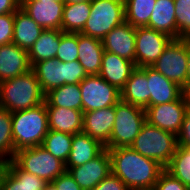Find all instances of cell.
Returning <instances> with one entry per match:
<instances>
[{
  "label": "cell",
  "mask_w": 190,
  "mask_h": 190,
  "mask_svg": "<svg viewBox=\"0 0 190 190\" xmlns=\"http://www.w3.org/2000/svg\"><path fill=\"white\" fill-rule=\"evenodd\" d=\"M111 173L118 176L129 190L154 189L160 173L165 169L157 161L144 157L131 147L108 149Z\"/></svg>",
  "instance_id": "6da1fadb"
},
{
  "label": "cell",
  "mask_w": 190,
  "mask_h": 190,
  "mask_svg": "<svg viewBox=\"0 0 190 190\" xmlns=\"http://www.w3.org/2000/svg\"><path fill=\"white\" fill-rule=\"evenodd\" d=\"M45 102V94L31 69L0 82V107L12 112L36 107Z\"/></svg>",
  "instance_id": "7a4b0ae2"
},
{
  "label": "cell",
  "mask_w": 190,
  "mask_h": 190,
  "mask_svg": "<svg viewBox=\"0 0 190 190\" xmlns=\"http://www.w3.org/2000/svg\"><path fill=\"white\" fill-rule=\"evenodd\" d=\"M14 154L23 148L41 146L49 131L45 102L11 113Z\"/></svg>",
  "instance_id": "3957f363"
},
{
  "label": "cell",
  "mask_w": 190,
  "mask_h": 190,
  "mask_svg": "<svg viewBox=\"0 0 190 190\" xmlns=\"http://www.w3.org/2000/svg\"><path fill=\"white\" fill-rule=\"evenodd\" d=\"M174 133L150 125L147 121L130 147L144 157L157 161L166 168L177 148Z\"/></svg>",
  "instance_id": "277c9868"
},
{
  "label": "cell",
  "mask_w": 190,
  "mask_h": 190,
  "mask_svg": "<svg viewBox=\"0 0 190 190\" xmlns=\"http://www.w3.org/2000/svg\"><path fill=\"white\" fill-rule=\"evenodd\" d=\"M115 117L105 148L130 147L146 122L145 109L120 100L115 105Z\"/></svg>",
  "instance_id": "5b68a950"
},
{
  "label": "cell",
  "mask_w": 190,
  "mask_h": 190,
  "mask_svg": "<svg viewBox=\"0 0 190 190\" xmlns=\"http://www.w3.org/2000/svg\"><path fill=\"white\" fill-rule=\"evenodd\" d=\"M125 22L124 0H91V12L81 34L102 40Z\"/></svg>",
  "instance_id": "8992f818"
},
{
  "label": "cell",
  "mask_w": 190,
  "mask_h": 190,
  "mask_svg": "<svg viewBox=\"0 0 190 190\" xmlns=\"http://www.w3.org/2000/svg\"><path fill=\"white\" fill-rule=\"evenodd\" d=\"M21 170L51 183L62 175L65 164L42 146L23 148L15 152L12 160Z\"/></svg>",
  "instance_id": "52a82bcc"
},
{
  "label": "cell",
  "mask_w": 190,
  "mask_h": 190,
  "mask_svg": "<svg viewBox=\"0 0 190 190\" xmlns=\"http://www.w3.org/2000/svg\"><path fill=\"white\" fill-rule=\"evenodd\" d=\"M151 67L167 79L176 82L184 92H187L186 40L184 38L173 39Z\"/></svg>",
  "instance_id": "ba28073f"
},
{
  "label": "cell",
  "mask_w": 190,
  "mask_h": 190,
  "mask_svg": "<svg viewBox=\"0 0 190 190\" xmlns=\"http://www.w3.org/2000/svg\"><path fill=\"white\" fill-rule=\"evenodd\" d=\"M79 87L83 113L115 106L121 100V91L100 75H88L79 83Z\"/></svg>",
  "instance_id": "9c48e42d"
},
{
  "label": "cell",
  "mask_w": 190,
  "mask_h": 190,
  "mask_svg": "<svg viewBox=\"0 0 190 190\" xmlns=\"http://www.w3.org/2000/svg\"><path fill=\"white\" fill-rule=\"evenodd\" d=\"M190 109L189 98L184 92L177 100L160 105L148 106L145 109L146 121L162 130L174 133L181 129L185 114Z\"/></svg>",
  "instance_id": "30bf717a"
},
{
  "label": "cell",
  "mask_w": 190,
  "mask_h": 190,
  "mask_svg": "<svg viewBox=\"0 0 190 190\" xmlns=\"http://www.w3.org/2000/svg\"><path fill=\"white\" fill-rule=\"evenodd\" d=\"M173 40L169 35L148 27H136L135 65L151 66Z\"/></svg>",
  "instance_id": "8fae6325"
},
{
  "label": "cell",
  "mask_w": 190,
  "mask_h": 190,
  "mask_svg": "<svg viewBox=\"0 0 190 190\" xmlns=\"http://www.w3.org/2000/svg\"><path fill=\"white\" fill-rule=\"evenodd\" d=\"M82 190H92L111 173V160L105 148L97 157L87 163L67 170Z\"/></svg>",
  "instance_id": "7c38bea8"
},
{
  "label": "cell",
  "mask_w": 190,
  "mask_h": 190,
  "mask_svg": "<svg viewBox=\"0 0 190 190\" xmlns=\"http://www.w3.org/2000/svg\"><path fill=\"white\" fill-rule=\"evenodd\" d=\"M64 2L21 1L20 8L43 29L61 30Z\"/></svg>",
  "instance_id": "4fadbf2b"
},
{
  "label": "cell",
  "mask_w": 190,
  "mask_h": 190,
  "mask_svg": "<svg viewBox=\"0 0 190 190\" xmlns=\"http://www.w3.org/2000/svg\"><path fill=\"white\" fill-rule=\"evenodd\" d=\"M136 27L124 22L113 28L102 39L103 48L135 63Z\"/></svg>",
  "instance_id": "5bb4252c"
},
{
  "label": "cell",
  "mask_w": 190,
  "mask_h": 190,
  "mask_svg": "<svg viewBox=\"0 0 190 190\" xmlns=\"http://www.w3.org/2000/svg\"><path fill=\"white\" fill-rule=\"evenodd\" d=\"M115 118V106L84 112L82 132L105 146L110 140Z\"/></svg>",
  "instance_id": "9a60e30c"
},
{
  "label": "cell",
  "mask_w": 190,
  "mask_h": 190,
  "mask_svg": "<svg viewBox=\"0 0 190 190\" xmlns=\"http://www.w3.org/2000/svg\"><path fill=\"white\" fill-rule=\"evenodd\" d=\"M44 179L21 170L13 161L1 165L0 190H44Z\"/></svg>",
  "instance_id": "2e32d148"
},
{
  "label": "cell",
  "mask_w": 190,
  "mask_h": 190,
  "mask_svg": "<svg viewBox=\"0 0 190 190\" xmlns=\"http://www.w3.org/2000/svg\"><path fill=\"white\" fill-rule=\"evenodd\" d=\"M149 106L160 105L177 100L184 90L176 82L167 79L151 66H147Z\"/></svg>",
  "instance_id": "e0dca14e"
},
{
  "label": "cell",
  "mask_w": 190,
  "mask_h": 190,
  "mask_svg": "<svg viewBox=\"0 0 190 190\" xmlns=\"http://www.w3.org/2000/svg\"><path fill=\"white\" fill-rule=\"evenodd\" d=\"M31 70L28 51L14 43L0 46V82Z\"/></svg>",
  "instance_id": "ac0fdd59"
},
{
  "label": "cell",
  "mask_w": 190,
  "mask_h": 190,
  "mask_svg": "<svg viewBox=\"0 0 190 190\" xmlns=\"http://www.w3.org/2000/svg\"><path fill=\"white\" fill-rule=\"evenodd\" d=\"M135 68L134 62L104 51L98 75L121 91Z\"/></svg>",
  "instance_id": "d6986e66"
},
{
  "label": "cell",
  "mask_w": 190,
  "mask_h": 190,
  "mask_svg": "<svg viewBox=\"0 0 190 190\" xmlns=\"http://www.w3.org/2000/svg\"><path fill=\"white\" fill-rule=\"evenodd\" d=\"M105 146L97 139L92 138L84 132L76 133L72 138V147L65 164L66 171L77 167L97 157Z\"/></svg>",
  "instance_id": "ffe728a7"
},
{
  "label": "cell",
  "mask_w": 190,
  "mask_h": 190,
  "mask_svg": "<svg viewBox=\"0 0 190 190\" xmlns=\"http://www.w3.org/2000/svg\"><path fill=\"white\" fill-rule=\"evenodd\" d=\"M121 100L144 109L149 106L147 66L136 67L132 71L124 88L121 90Z\"/></svg>",
  "instance_id": "44dd1931"
},
{
  "label": "cell",
  "mask_w": 190,
  "mask_h": 190,
  "mask_svg": "<svg viewBox=\"0 0 190 190\" xmlns=\"http://www.w3.org/2000/svg\"><path fill=\"white\" fill-rule=\"evenodd\" d=\"M102 40L78 33V61L87 75H98L104 53Z\"/></svg>",
  "instance_id": "7402d4cb"
},
{
  "label": "cell",
  "mask_w": 190,
  "mask_h": 190,
  "mask_svg": "<svg viewBox=\"0 0 190 190\" xmlns=\"http://www.w3.org/2000/svg\"><path fill=\"white\" fill-rule=\"evenodd\" d=\"M46 110L49 130L71 135L82 132L83 111L63 107H46Z\"/></svg>",
  "instance_id": "603a6c76"
},
{
  "label": "cell",
  "mask_w": 190,
  "mask_h": 190,
  "mask_svg": "<svg viewBox=\"0 0 190 190\" xmlns=\"http://www.w3.org/2000/svg\"><path fill=\"white\" fill-rule=\"evenodd\" d=\"M44 29L21 8L15 11L12 43L29 51Z\"/></svg>",
  "instance_id": "cb8c5ba5"
},
{
  "label": "cell",
  "mask_w": 190,
  "mask_h": 190,
  "mask_svg": "<svg viewBox=\"0 0 190 190\" xmlns=\"http://www.w3.org/2000/svg\"><path fill=\"white\" fill-rule=\"evenodd\" d=\"M147 27L177 39L174 0H157Z\"/></svg>",
  "instance_id": "d4e9b609"
},
{
  "label": "cell",
  "mask_w": 190,
  "mask_h": 190,
  "mask_svg": "<svg viewBox=\"0 0 190 190\" xmlns=\"http://www.w3.org/2000/svg\"><path fill=\"white\" fill-rule=\"evenodd\" d=\"M31 69L34 71L44 94L64 85V62L56 58L39 61Z\"/></svg>",
  "instance_id": "484cf974"
},
{
  "label": "cell",
  "mask_w": 190,
  "mask_h": 190,
  "mask_svg": "<svg viewBox=\"0 0 190 190\" xmlns=\"http://www.w3.org/2000/svg\"><path fill=\"white\" fill-rule=\"evenodd\" d=\"M61 30L44 29L39 38L28 51V59L31 67L39 62L56 57L60 45Z\"/></svg>",
  "instance_id": "4316f807"
},
{
  "label": "cell",
  "mask_w": 190,
  "mask_h": 190,
  "mask_svg": "<svg viewBox=\"0 0 190 190\" xmlns=\"http://www.w3.org/2000/svg\"><path fill=\"white\" fill-rule=\"evenodd\" d=\"M46 107H63L82 111V93L79 84H64L45 94Z\"/></svg>",
  "instance_id": "83f0119b"
},
{
  "label": "cell",
  "mask_w": 190,
  "mask_h": 190,
  "mask_svg": "<svg viewBox=\"0 0 190 190\" xmlns=\"http://www.w3.org/2000/svg\"><path fill=\"white\" fill-rule=\"evenodd\" d=\"M91 12V1L65 4L62 15L61 31L80 33Z\"/></svg>",
  "instance_id": "f1b7e54d"
},
{
  "label": "cell",
  "mask_w": 190,
  "mask_h": 190,
  "mask_svg": "<svg viewBox=\"0 0 190 190\" xmlns=\"http://www.w3.org/2000/svg\"><path fill=\"white\" fill-rule=\"evenodd\" d=\"M157 0H124L125 22L133 27H147Z\"/></svg>",
  "instance_id": "f546056e"
},
{
  "label": "cell",
  "mask_w": 190,
  "mask_h": 190,
  "mask_svg": "<svg viewBox=\"0 0 190 190\" xmlns=\"http://www.w3.org/2000/svg\"><path fill=\"white\" fill-rule=\"evenodd\" d=\"M72 138L71 134L49 130L41 146L66 164L72 147Z\"/></svg>",
  "instance_id": "4dcf8cb0"
},
{
  "label": "cell",
  "mask_w": 190,
  "mask_h": 190,
  "mask_svg": "<svg viewBox=\"0 0 190 190\" xmlns=\"http://www.w3.org/2000/svg\"><path fill=\"white\" fill-rule=\"evenodd\" d=\"M14 142L12 137L11 112L0 107V164L13 160Z\"/></svg>",
  "instance_id": "1f68e13d"
},
{
  "label": "cell",
  "mask_w": 190,
  "mask_h": 190,
  "mask_svg": "<svg viewBox=\"0 0 190 190\" xmlns=\"http://www.w3.org/2000/svg\"><path fill=\"white\" fill-rule=\"evenodd\" d=\"M165 169L190 188V148L177 146L175 154Z\"/></svg>",
  "instance_id": "d6a6232c"
},
{
  "label": "cell",
  "mask_w": 190,
  "mask_h": 190,
  "mask_svg": "<svg viewBox=\"0 0 190 190\" xmlns=\"http://www.w3.org/2000/svg\"><path fill=\"white\" fill-rule=\"evenodd\" d=\"M78 33L60 34V45L56 59L62 62L78 60Z\"/></svg>",
  "instance_id": "836d02e7"
},
{
  "label": "cell",
  "mask_w": 190,
  "mask_h": 190,
  "mask_svg": "<svg viewBox=\"0 0 190 190\" xmlns=\"http://www.w3.org/2000/svg\"><path fill=\"white\" fill-rule=\"evenodd\" d=\"M177 39L190 37V0H174Z\"/></svg>",
  "instance_id": "e575fe53"
},
{
  "label": "cell",
  "mask_w": 190,
  "mask_h": 190,
  "mask_svg": "<svg viewBox=\"0 0 190 190\" xmlns=\"http://www.w3.org/2000/svg\"><path fill=\"white\" fill-rule=\"evenodd\" d=\"M87 76L78 60L64 62V84H79Z\"/></svg>",
  "instance_id": "d590c367"
},
{
  "label": "cell",
  "mask_w": 190,
  "mask_h": 190,
  "mask_svg": "<svg viewBox=\"0 0 190 190\" xmlns=\"http://www.w3.org/2000/svg\"><path fill=\"white\" fill-rule=\"evenodd\" d=\"M153 190H189V188L164 169L160 173Z\"/></svg>",
  "instance_id": "8d00e7d4"
},
{
  "label": "cell",
  "mask_w": 190,
  "mask_h": 190,
  "mask_svg": "<svg viewBox=\"0 0 190 190\" xmlns=\"http://www.w3.org/2000/svg\"><path fill=\"white\" fill-rule=\"evenodd\" d=\"M15 13L0 15V46L12 43Z\"/></svg>",
  "instance_id": "74e56055"
},
{
  "label": "cell",
  "mask_w": 190,
  "mask_h": 190,
  "mask_svg": "<svg viewBox=\"0 0 190 190\" xmlns=\"http://www.w3.org/2000/svg\"><path fill=\"white\" fill-rule=\"evenodd\" d=\"M92 190H129L126 184L114 174L110 173Z\"/></svg>",
  "instance_id": "f35d334b"
},
{
  "label": "cell",
  "mask_w": 190,
  "mask_h": 190,
  "mask_svg": "<svg viewBox=\"0 0 190 190\" xmlns=\"http://www.w3.org/2000/svg\"><path fill=\"white\" fill-rule=\"evenodd\" d=\"M51 183L56 187L57 190H82L68 171H65Z\"/></svg>",
  "instance_id": "ab89813d"
},
{
  "label": "cell",
  "mask_w": 190,
  "mask_h": 190,
  "mask_svg": "<svg viewBox=\"0 0 190 190\" xmlns=\"http://www.w3.org/2000/svg\"><path fill=\"white\" fill-rule=\"evenodd\" d=\"M177 145L190 148V109L185 114L181 129L177 134Z\"/></svg>",
  "instance_id": "60d3db41"
},
{
  "label": "cell",
  "mask_w": 190,
  "mask_h": 190,
  "mask_svg": "<svg viewBox=\"0 0 190 190\" xmlns=\"http://www.w3.org/2000/svg\"><path fill=\"white\" fill-rule=\"evenodd\" d=\"M21 0H0V15L15 13L20 8Z\"/></svg>",
  "instance_id": "b9f144b4"
},
{
  "label": "cell",
  "mask_w": 190,
  "mask_h": 190,
  "mask_svg": "<svg viewBox=\"0 0 190 190\" xmlns=\"http://www.w3.org/2000/svg\"><path fill=\"white\" fill-rule=\"evenodd\" d=\"M186 40V52H187V91L190 89V37H185Z\"/></svg>",
  "instance_id": "7bdbcfd3"
},
{
  "label": "cell",
  "mask_w": 190,
  "mask_h": 190,
  "mask_svg": "<svg viewBox=\"0 0 190 190\" xmlns=\"http://www.w3.org/2000/svg\"><path fill=\"white\" fill-rule=\"evenodd\" d=\"M85 1H91V0H63L65 4H71V3H81Z\"/></svg>",
  "instance_id": "ee69618b"
},
{
  "label": "cell",
  "mask_w": 190,
  "mask_h": 190,
  "mask_svg": "<svg viewBox=\"0 0 190 190\" xmlns=\"http://www.w3.org/2000/svg\"><path fill=\"white\" fill-rule=\"evenodd\" d=\"M44 190H57L56 187L52 183H48Z\"/></svg>",
  "instance_id": "f6af8a7d"
},
{
  "label": "cell",
  "mask_w": 190,
  "mask_h": 190,
  "mask_svg": "<svg viewBox=\"0 0 190 190\" xmlns=\"http://www.w3.org/2000/svg\"><path fill=\"white\" fill-rule=\"evenodd\" d=\"M21 1H37V0H21ZM39 1L63 2V0H39Z\"/></svg>",
  "instance_id": "bcb514c9"
},
{
  "label": "cell",
  "mask_w": 190,
  "mask_h": 190,
  "mask_svg": "<svg viewBox=\"0 0 190 190\" xmlns=\"http://www.w3.org/2000/svg\"><path fill=\"white\" fill-rule=\"evenodd\" d=\"M189 98V103H190V89L186 92Z\"/></svg>",
  "instance_id": "7dc6e473"
}]
</instances>
